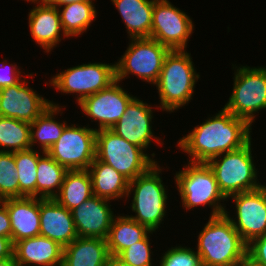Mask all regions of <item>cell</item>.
I'll use <instances>...</instances> for the list:
<instances>
[{
    "label": "cell",
    "instance_id": "24",
    "mask_svg": "<svg viewBox=\"0 0 266 266\" xmlns=\"http://www.w3.org/2000/svg\"><path fill=\"white\" fill-rule=\"evenodd\" d=\"M88 171L94 196L109 201L127 197L129 180L112 166L95 158Z\"/></svg>",
    "mask_w": 266,
    "mask_h": 266
},
{
    "label": "cell",
    "instance_id": "27",
    "mask_svg": "<svg viewBox=\"0 0 266 266\" xmlns=\"http://www.w3.org/2000/svg\"><path fill=\"white\" fill-rule=\"evenodd\" d=\"M93 196L92 182L88 170H68L58 195L54 198L69 211Z\"/></svg>",
    "mask_w": 266,
    "mask_h": 266
},
{
    "label": "cell",
    "instance_id": "2",
    "mask_svg": "<svg viewBox=\"0 0 266 266\" xmlns=\"http://www.w3.org/2000/svg\"><path fill=\"white\" fill-rule=\"evenodd\" d=\"M193 64L191 54L186 49L169 51L155 84L160 99L157 109L159 107L171 113L191 101L196 82L200 78Z\"/></svg>",
    "mask_w": 266,
    "mask_h": 266
},
{
    "label": "cell",
    "instance_id": "7",
    "mask_svg": "<svg viewBox=\"0 0 266 266\" xmlns=\"http://www.w3.org/2000/svg\"><path fill=\"white\" fill-rule=\"evenodd\" d=\"M96 158L112 166L129 181L157 163L143 148L131 144L111 129L96 131Z\"/></svg>",
    "mask_w": 266,
    "mask_h": 266
},
{
    "label": "cell",
    "instance_id": "22",
    "mask_svg": "<svg viewBox=\"0 0 266 266\" xmlns=\"http://www.w3.org/2000/svg\"><path fill=\"white\" fill-rule=\"evenodd\" d=\"M109 257L106 239L77 237L63 248L62 266H105Z\"/></svg>",
    "mask_w": 266,
    "mask_h": 266
},
{
    "label": "cell",
    "instance_id": "40",
    "mask_svg": "<svg viewBox=\"0 0 266 266\" xmlns=\"http://www.w3.org/2000/svg\"><path fill=\"white\" fill-rule=\"evenodd\" d=\"M105 266H131L120 260L117 256L110 255L108 261L106 262Z\"/></svg>",
    "mask_w": 266,
    "mask_h": 266
},
{
    "label": "cell",
    "instance_id": "38",
    "mask_svg": "<svg viewBox=\"0 0 266 266\" xmlns=\"http://www.w3.org/2000/svg\"><path fill=\"white\" fill-rule=\"evenodd\" d=\"M14 244L7 237L0 236V260L13 256Z\"/></svg>",
    "mask_w": 266,
    "mask_h": 266
},
{
    "label": "cell",
    "instance_id": "17",
    "mask_svg": "<svg viewBox=\"0 0 266 266\" xmlns=\"http://www.w3.org/2000/svg\"><path fill=\"white\" fill-rule=\"evenodd\" d=\"M109 200L92 196L71 210L78 237L107 239L114 215Z\"/></svg>",
    "mask_w": 266,
    "mask_h": 266
},
{
    "label": "cell",
    "instance_id": "41",
    "mask_svg": "<svg viewBox=\"0 0 266 266\" xmlns=\"http://www.w3.org/2000/svg\"><path fill=\"white\" fill-rule=\"evenodd\" d=\"M234 266H261L255 262L251 257L246 255L240 261H238Z\"/></svg>",
    "mask_w": 266,
    "mask_h": 266
},
{
    "label": "cell",
    "instance_id": "13",
    "mask_svg": "<svg viewBox=\"0 0 266 266\" xmlns=\"http://www.w3.org/2000/svg\"><path fill=\"white\" fill-rule=\"evenodd\" d=\"M235 203L236 217L233 219L226 210L235 230L248 245L254 239L266 234V194L260 187L229 196Z\"/></svg>",
    "mask_w": 266,
    "mask_h": 266
},
{
    "label": "cell",
    "instance_id": "18",
    "mask_svg": "<svg viewBox=\"0 0 266 266\" xmlns=\"http://www.w3.org/2000/svg\"><path fill=\"white\" fill-rule=\"evenodd\" d=\"M32 3L37 5L28 14L30 34L33 41L49 53L61 42V35L68 37L63 31L57 7L50 6L42 0Z\"/></svg>",
    "mask_w": 266,
    "mask_h": 266
},
{
    "label": "cell",
    "instance_id": "29",
    "mask_svg": "<svg viewBox=\"0 0 266 266\" xmlns=\"http://www.w3.org/2000/svg\"><path fill=\"white\" fill-rule=\"evenodd\" d=\"M68 170L59 165L47 152L37 162L36 198L54 199Z\"/></svg>",
    "mask_w": 266,
    "mask_h": 266
},
{
    "label": "cell",
    "instance_id": "16",
    "mask_svg": "<svg viewBox=\"0 0 266 266\" xmlns=\"http://www.w3.org/2000/svg\"><path fill=\"white\" fill-rule=\"evenodd\" d=\"M153 118V108L151 105L134 97L127 105L124 114L111 130L126 141L146 151L153 140L157 144H161L160 138L154 136L153 133Z\"/></svg>",
    "mask_w": 266,
    "mask_h": 266
},
{
    "label": "cell",
    "instance_id": "37",
    "mask_svg": "<svg viewBox=\"0 0 266 266\" xmlns=\"http://www.w3.org/2000/svg\"><path fill=\"white\" fill-rule=\"evenodd\" d=\"M0 236L11 239V222L7 207L0 201Z\"/></svg>",
    "mask_w": 266,
    "mask_h": 266
},
{
    "label": "cell",
    "instance_id": "3",
    "mask_svg": "<svg viewBox=\"0 0 266 266\" xmlns=\"http://www.w3.org/2000/svg\"><path fill=\"white\" fill-rule=\"evenodd\" d=\"M197 242L202 266H234L247 255L248 245L225 214L209 217Z\"/></svg>",
    "mask_w": 266,
    "mask_h": 266
},
{
    "label": "cell",
    "instance_id": "25",
    "mask_svg": "<svg viewBox=\"0 0 266 266\" xmlns=\"http://www.w3.org/2000/svg\"><path fill=\"white\" fill-rule=\"evenodd\" d=\"M61 107L51 101V106L30 123L31 149H34L35 145L39 143L40 150L46 153L62 136L67 123L66 121L62 123L55 120L56 114L60 112V115H62Z\"/></svg>",
    "mask_w": 266,
    "mask_h": 266
},
{
    "label": "cell",
    "instance_id": "6",
    "mask_svg": "<svg viewBox=\"0 0 266 266\" xmlns=\"http://www.w3.org/2000/svg\"><path fill=\"white\" fill-rule=\"evenodd\" d=\"M251 140L242 148L222 153L207 162L226 198L261 187L252 156ZM258 181V182H257Z\"/></svg>",
    "mask_w": 266,
    "mask_h": 266
},
{
    "label": "cell",
    "instance_id": "14",
    "mask_svg": "<svg viewBox=\"0 0 266 266\" xmlns=\"http://www.w3.org/2000/svg\"><path fill=\"white\" fill-rule=\"evenodd\" d=\"M119 81L109 87L86 97L78 105L91 122L98 121V129H111L124 114L129 102L134 98L121 87Z\"/></svg>",
    "mask_w": 266,
    "mask_h": 266
},
{
    "label": "cell",
    "instance_id": "10",
    "mask_svg": "<svg viewBox=\"0 0 266 266\" xmlns=\"http://www.w3.org/2000/svg\"><path fill=\"white\" fill-rule=\"evenodd\" d=\"M116 81L115 63H83L52 76L49 84L65 94H77L76 101L82 100Z\"/></svg>",
    "mask_w": 266,
    "mask_h": 266
},
{
    "label": "cell",
    "instance_id": "21",
    "mask_svg": "<svg viewBox=\"0 0 266 266\" xmlns=\"http://www.w3.org/2000/svg\"><path fill=\"white\" fill-rule=\"evenodd\" d=\"M13 255L19 266H62L63 247L39 235L15 242Z\"/></svg>",
    "mask_w": 266,
    "mask_h": 266
},
{
    "label": "cell",
    "instance_id": "36",
    "mask_svg": "<svg viewBox=\"0 0 266 266\" xmlns=\"http://www.w3.org/2000/svg\"><path fill=\"white\" fill-rule=\"evenodd\" d=\"M247 255L261 266H266V234L248 244Z\"/></svg>",
    "mask_w": 266,
    "mask_h": 266
},
{
    "label": "cell",
    "instance_id": "26",
    "mask_svg": "<svg viewBox=\"0 0 266 266\" xmlns=\"http://www.w3.org/2000/svg\"><path fill=\"white\" fill-rule=\"evenodd\" d=\"M151 231L127 215L115 216L107 237L109 254L118 256L123 250L143 240Z\"/></svg>",
    "mask_w": 266,
    "mask_h": 266
},
{
    "label": "cell",
    "instance_id": "19",
    "mask_svg": "<svg viewBox=\"0 0 266 266\" xmlns=\"http://www.w3.org/2000/svg\"><path fill=\"white\" fill-rule=\"evenodd\" d=\"M40 235L63 248L77 237L72 213L55 199L40 198Z\"/></svg>",
    "mask_w": 266,
    "mask_h": 266
},
{
    "label": "cell",
    "instance_id": "15",
    "mask_svg": "<svg viewBox=\"0 0 266 266\" xmlns=\"http://www.w3.org/2000/svg\"><path fill=\"white\" fill-rule=\"evenodd\" d=\"M26 78L0 89V116L32 123L51 106V101L28 86Z\"/></svg>",
    "mask_w": 266,
    "mask_h": 266
},
{
    "label": "cell",
    "instance_id": "39",
    "mask_svg": "<svg viewBox=\"0 0 266 266\" xmlns=\"http://www.w3.org/2000/svg\"><path fill=\"white\" fill-rule=\"evenodd\" d=\"M42 1L50 6L61 7L70 3L82 2L88 0H42Z\"/></svg>",
    "mask_w": 266,
    "mask_h": 266
},
{
    "label": "cell",
    "instance_id": "34",
    "mask_svg": "<svg viewBox=\"0 0 266 266\" xmlns=\"http://www.w3.org/2000/svg\"><path fill=\"white\" fill-rule=\"evenodd\" d=\"M159 264L160 266H202L198 252L181 245L168 249Z\"/></svg>",
    "mask_w": 266,
    "mask_h": 266
},
{
    "label": "cell",
    "instance_id": "11",
    "mask_svg": "<svg viewBox=\"0 0 266 266\" xmlns=\"http://www.w3.org/2000/svg\"><path fill=\"white\" fill-rule=\"evenodd\" d=\"M76 126L67 124L47 153L67 170H88L96 158L97 127Z\"/></svg>",
    "mask_w": 266,
    "mask_h": 266
},
{
    "label": "cell",
    "instance_id": "42",
    "mask_svg": "<svg viewBox=\"0 0 266 266\" xmlns=\"http://www.w3.org/2000/svg\"><path fill=\"white\" fill-rule=\"evenodd\" d=\"M0 266H19L16 262L14 255L10 258L0 260Z\"/></svg>",
    "mask_w": 266,
    "mask_h": 266
},
{
    "label": "cell",
    "instance_id": "12",
    "mask_svg": "<svg viewBox=\"0 0 266 266\" xmlns=\"http://www.w3.org/2000/svg\"><path fill=\"white\" fill-rule=\"evenodd\" d=\"M194 28V23L186 12L169 0L154 2L150 38L170 50H185Z\"/></svg>",
    "mask_w": 266,
    "mask_h": 266
},
{
    "label": "cell",
    "instance_id": "32",
    "mask_svg": "<svg viewBox=\"0 0 266 266\" xmlns=\"http://www.w3.org/2000/svg\"><path fill=\"white\" fill-rule=\"evenodd\" d=\"M18 178L14 152L0 151V201L19 197Z\"/></svg>",
    "mask_w": 266,
    "mask_h": 266
},
{
    "label": "cell",
    "instance_id": "4",
    "mask_svg": "<svg viewBox=\"0 0 266 266\" xmlns=\"http://www.w3.org/2000/svg\"><path fill=\"white\" fill-rule=\"evenodd\" d=\"M161 167L154 164L146 173L129 181L127 197L133 192L132 212L127 215L136 222L156 232L167 213V190L162 180Z\"/></svg>",
    "mask_w": 266,
    "mask_h": 266
},
{
    "label": "cell",
    "instance_id": "5",
    "mask_svg": "<svg viewBox=\"0 0 266 266\" xmlns=\"http://www.w3.org/2000/svg\"><path fill=\"white\" fill-rule=\"evenodd\" d=\"M185 166L176 172L174 178L184 209L190 210L197 206L208 205L212 208L210 217L223 215L226 206L220 202L228 199L220 191L208 164L189 162Z\"/></svg>",
    "mask_w": 266,
    "mask_h": 266
},
{
    "label": "cell",
    "instance_id": "30",
    "mask_svg": "<svg viewBox=\"0 0 266 266\" xmlns=\"http://www.w3.org/2000/svg\"><path fill=\"white\" fill-rule=\"evenodd\" d=\"M0 148L4 152L31 149L30 123L0 116Z\"/></svg>",
    "mask_w": 266,
    "mask_h": 266
},
{
    "label": "cell",
    "instance_id": "9",
    "mask_svg": "<svg viewBox=\"0 0 266 266\" xmlns=\"http://www.w3.org/2000/svg\"><path fill=\"white\" fill-rule=\"evenodd\" d=\"M130 40L127 50L115 62L116 80L121 82L131 74L155 85L170 49L152 38Z\"/></svg>",
    "mask_w": 266,
    "mask_h": 266
},
{
    "label": "cell",
    "instance_id": "28",
    "mask_svg": "<svg viewBox=\"0 0 266 266\" xmlns=\"http://www.w3.org/2000/svg\"><path fill=\"white\" fill-rule=\"evenodd\" d=\"M63 8V9H62ZM61 25L68 38L82 35L95 21L97 11L94 0L70 3L57 7Z\"/></svg>",
    "mask_w": 266,
    "mask_h": 266
},
{
    "label": "cell",
    "instance_id": "31",
    "mask_svg": "<svg viewBox=\"0 0 266 266\" xmlns=\"http://www.w3.org/2000/svg\"><path fill=\"white\" fill-rule=\"evenodd\" d=\"M37 149L14 152L18 173L19 197H36L37 162L42 156Z\"/></svg>",
    "mask_w": 266,
    "mask_h": 266
},
{
    "label": "cell",
    "instance_id": "43",
    "mask_svg": "<svg viewBox=\"0 0 266 266\" xmlns=\"http://www.w3.org/2000/svg\"><path fill=\"white\" fill-rule=\"evenodd\" d=\"M261 188L264 190L265 194H266V183L265 184H261Z\"/></svg>",
    "mask_w": 266,
    "mask_h": 266
},
{
    "label": "cell",
    "instance_id": "8",
    "mask_svg": "<svg viewBox=\"0 0 266 266\" xmlns=\"http://www.w3.org/2000/svg\"><path fill=\"white\" fill-rule=\"evenodd\" d=\"M232 66L237 69L234 70L232 94L224 109L252 126L256 112L266 108V66Z\"/></svg>",
    "mask_w": 266,
    "mask_h": 266
},
{
    "label": "cell",
    "instance_id": "33",
    "mask_svg": "<svg viewBox=\"0 0 266 266\" xmlns=\"http://www.w3.org/2000/svg\"><path fill=\"white\" fill-rule=\"evenodd\" d=\"M150 234L153 235V232L151 231L143 240L123 250L117 257L131 266H152Z\"/></svg>",
    "mask_w": 266,
    "mask_h": 266
},
{
    "label": "cell",
    "instance_id": "20",
    "mask_svg": "<svg viewBox=\"0 0 266 266\" xmlns=\"http://www.w3.org/2000/svg\"><path fill=\"white\" fill-rule=\"evenodd\" d=\"M1 202L8 210L13 244L40 235V198H7Z\"/></svg>",
    "mask_w": 266,
    "mask_h": 266
},
{
    "label": "cell",
    "instance_id": "1",
    "mask_svg": "<svg viewBox=\"0 0 266 266\" xmlns=\"http://www.w3.org/2000/svg\"><path fill=\"white\" fill-rule=\"evenodd\" d=\"M251 130L245 120L221 108L180 138L177 146L188 154V162L207 163L222 153L242 148L252 139Z\"/></svg>",
    "mask_w": 266,
    "mask_h": 266
},
{
    "label": "cell",
    "instance_id": "23",
    "mask_svg": "<svg viewBox=\"0 0 266 266\" xmlns=\"http://www.w3.org/2000/svg\"><path fill=\"white\" fill-rule=\"evenodd\" d=\"M156 0H111L126 25L129 38H150Z\"/></svg>",
    "mask_w": 266,
    "mask_h": 266
},
{
    "label": "cell",
    "instance_id": "35",
    "mask_svg": "<svg viewBox=\"0 0 266 266\" xmlns=\"http://www.w3.org/2000/svg\"><path fill=\"white\" fill-rule=\"evenodd\" d=\"M5 68L6 72L8 73L5 72ZM0 70L2 71V72L0 71V89L11 85H15L23 77L21 74L22 70L17 68V65L15 63L14 64L7 63L6 59L3 60L2 63H0Z\"/></svg>",
    "mask_w": 266,
    "mask_h": 266
}]
</instances>
